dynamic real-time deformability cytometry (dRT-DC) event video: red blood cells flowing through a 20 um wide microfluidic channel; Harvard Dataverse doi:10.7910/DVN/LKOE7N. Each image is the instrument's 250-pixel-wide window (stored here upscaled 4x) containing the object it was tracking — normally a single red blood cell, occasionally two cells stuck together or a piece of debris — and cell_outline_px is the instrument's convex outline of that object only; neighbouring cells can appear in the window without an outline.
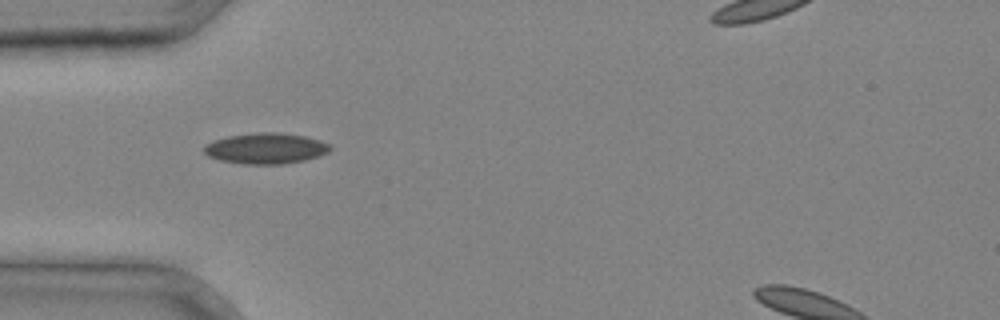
{"species": "common noctule bat (a hibernating species)", "species_latin": "Nyctalus noctula", "temperature_condition": "cold", "stored_images_in_passage": 27, "camera_frame_rate_fps": 3000, "um_per_image_px": 0.085, "animal": {"sex": "male", "body_mass_g": 20.4}, "frame": {"image": 1, "passage_image": 3, "time_ms": 0.667, "image_size_px": [1000, 320], "cell_outline_px": [[332, 148], [328, 152], [304, 160], [284, 164], [240, 164], [220, 160], [208, 156], [204, 152], [204, 144], [228, 136], [260, 132], [280, 132], [304, 136], [320, 140], [332, 144]], "centroid_in_image_um": [22.6, 12.61], "position_along_channel_um": 62.4, "area_um2": 22.66}}
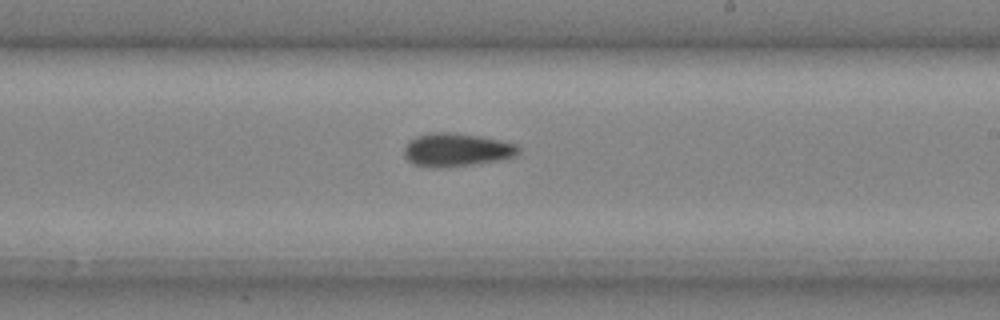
{"frame": {"image": 2, "passage_image": 14, "time_ms": 4.333, "image_size_px": [1000, 320], "cell_outline_px": [[520, 152], [516, 156], [504, 160], [448, 168], [428, 168], [412, 164], [404, 156], [404, 148], [416, 136], [436, 132], [448, 132], [476, 136], [500, 140], [516, 144], [520, 148]], "centroid_in_image_um": [38.83, 12.77], "position_along_channel_um": 250.2, "area_um2": 22.43}}
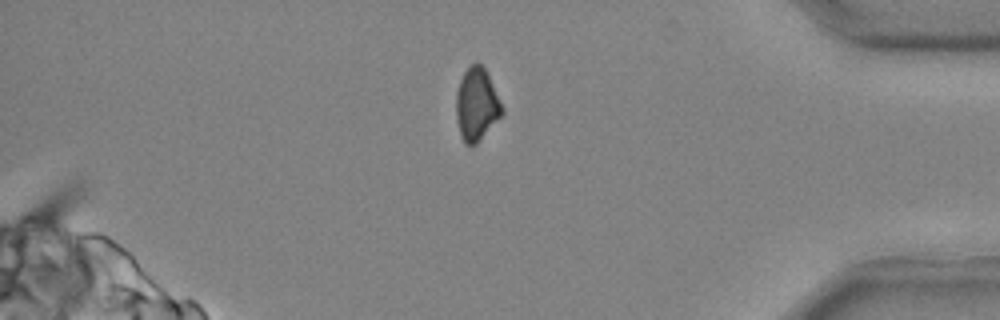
{"frame": {"image": 3, "passage_image": 24, "time_ms": 7.667, "image_size_px": [1000, 320], "cell_outline_px": [[504, 112], [476, 144], [472, 148], [464, 144], [460, 136], [456, 116], [456, 92], [460, 80], [464, 72], [476, 60], [484, 68], [504, 108]], "centroid_in_image_um": [40.49, 8.91], "position_along_channel_um": 394.7, "area_um2": 19.42}}